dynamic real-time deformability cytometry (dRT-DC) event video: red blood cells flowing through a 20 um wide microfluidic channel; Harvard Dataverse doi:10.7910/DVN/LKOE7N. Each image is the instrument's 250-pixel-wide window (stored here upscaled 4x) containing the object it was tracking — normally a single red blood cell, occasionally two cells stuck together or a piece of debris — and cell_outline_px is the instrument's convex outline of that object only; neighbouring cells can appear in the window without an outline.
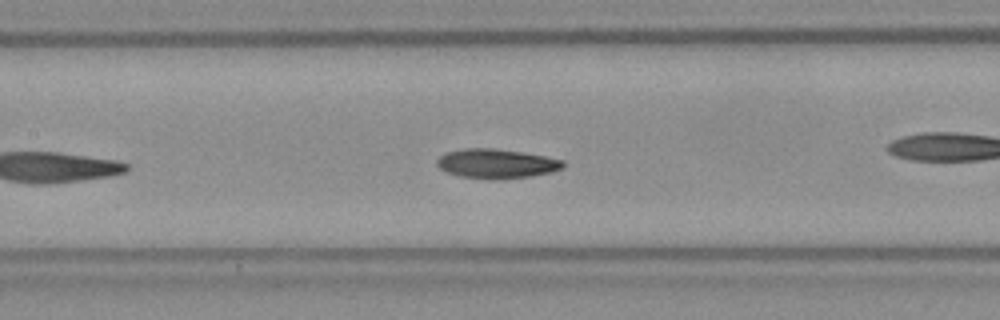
{"species": "Egyptian fruit bat (a non-hibernating species)", "species_latin": "Rousettus aegyptiacus", "temperature_condition": "room temperature", "stored_images_in_passage": 7, "camera_frame_rate_fps": 3000, "um_per_image_px": 0.085, "frame": {"image": 1, "passage_image": 5, "time_ms": 1.333, "image_size_px": [1000, 320], "cell_outline_px": [[564, 164], [560, 168], [548, 172], [528, 176], [460, 176], [448, 172], [440, 168], [436, 164], [436, 160], [444, 152], [464, 148], [496, 148], [544, 156], [564, 160]], "centroid_in_image_um": [42.13, 13.84], "position_along_channel_um": 165.3, "area_um2": 20.4}}